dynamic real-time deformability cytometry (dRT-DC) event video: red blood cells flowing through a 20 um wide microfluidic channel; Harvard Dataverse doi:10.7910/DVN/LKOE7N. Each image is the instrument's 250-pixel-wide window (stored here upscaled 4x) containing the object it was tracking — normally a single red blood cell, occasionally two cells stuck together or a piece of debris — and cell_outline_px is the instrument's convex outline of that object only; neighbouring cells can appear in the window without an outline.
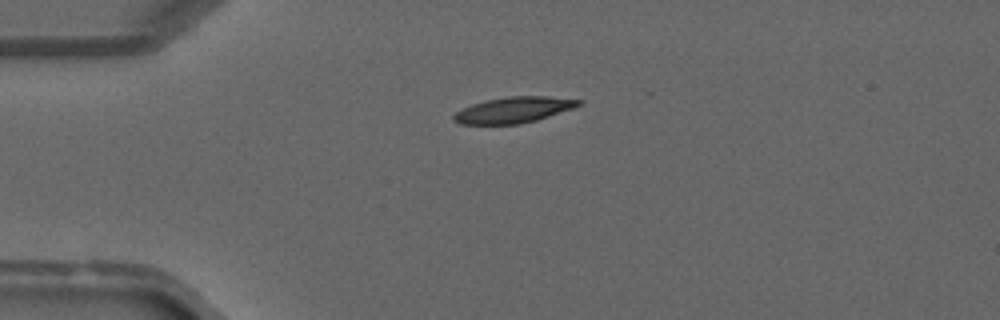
{"species": "common noctule bat (a hibernating species)", "species_latin": "Nyctalus noctula", "temperature_condition": "warm", "stored_images_in_passage": 33, "camera_frame_rate_fps": 3000, "um_per_image_px": 0.085, "animal": {"sex": "male", "forearm_length_mm": 52.5}, "frame": {"image": 1, "passage_image": 3, "time_ms": 0.667, "image_size_px": [1000, 320], "cell_outline_px": [[580, 104], [572, 108], [536, 120], [520, 124], [460, 124], [452, 120], [452, 116], [456, 112], [472, 104], [488, 100], [508, 96], [544, 96], [580, 100]], "centroid_in_image_um": [43.6, 9.35], "position_along_channel_um": 41.4, "area_um2": 18.5}}
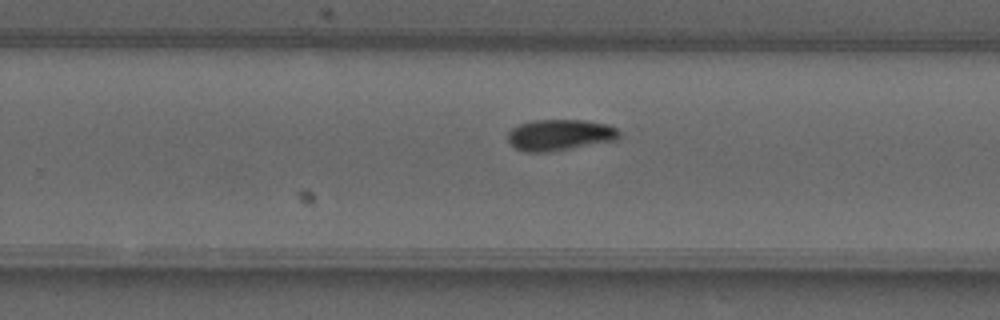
{"frame": {"image": 2, "passage_image": 19, "time_ms": 6.0, "image_size_px": [1000, 320], "cell_outline_px": [[620, 136], [616, 140], [544, 152], [528, 152], [516, 148], [508, 140], [508, 132], [512, 128], [520, 124], [532, 120], [584, 120], [608, 124], [616, 128], [620, 132]], "centroid_in_image_um": [47.59, 11.45], "position_along_channel_um": 282.2, "area_um2": 19.94}}
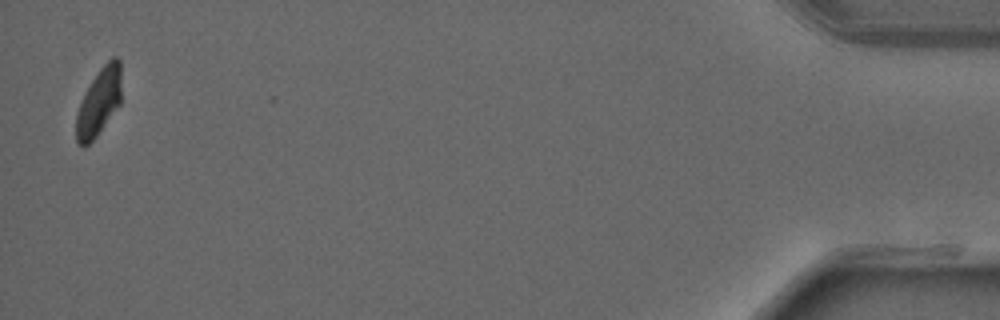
{"frame": {"image": 3, "passage_image": 33, "time_ms": 10.667, "image_size_px": [1000, 320], "cell_outline_px": [[120, 104], [96, 136], [84, 148], [76, 140], [76, 116], [84, 92], [100, 68], [112, 56], [116, 56], [120, 60]], "centroid_in_image_um": [8.4, 8.65], "position_along_channel_um": 426.8, "area_um2": 17.51}}